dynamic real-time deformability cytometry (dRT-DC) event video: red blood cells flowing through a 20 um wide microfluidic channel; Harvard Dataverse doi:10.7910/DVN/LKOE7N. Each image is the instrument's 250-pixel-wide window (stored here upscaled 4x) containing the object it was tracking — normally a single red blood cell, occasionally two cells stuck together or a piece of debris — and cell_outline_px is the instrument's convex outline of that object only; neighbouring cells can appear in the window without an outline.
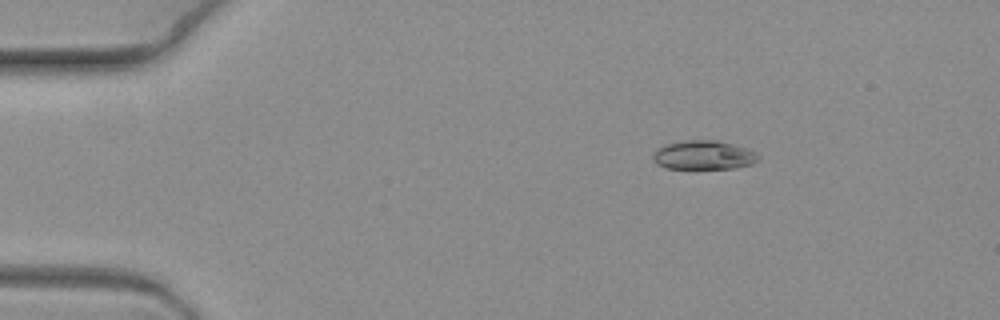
{"species": "common noctule bat (a hibernating species)", "species_latin": "Nyctalus noctula", "temperature_condition": "warm", "stored_images_in_passage": 4, "camera_frame_rate_fps": 3000, "um_per_image_px": 0.085, "animal": {"sex": "female", "body_mass_g": 19.3, "forearm_length_mm": 54.1}, "frame": {"image": 1, "passage_image": 1, "time_ms": 0.0, "image_size_px": [1000, 320], "cell_outline_px": [[760, 156], [752, 164], [732, 168], [668, 168], [656, 164], [652, 160], [652, 152], [656, 148], [664, 144], [680, 140], [716, 140], [732, 144], [756, 152]], "centroid_in_image_um": [59.73, 13.17], "position_along_channel_um": 25.3, "area_um2": 17.86}}
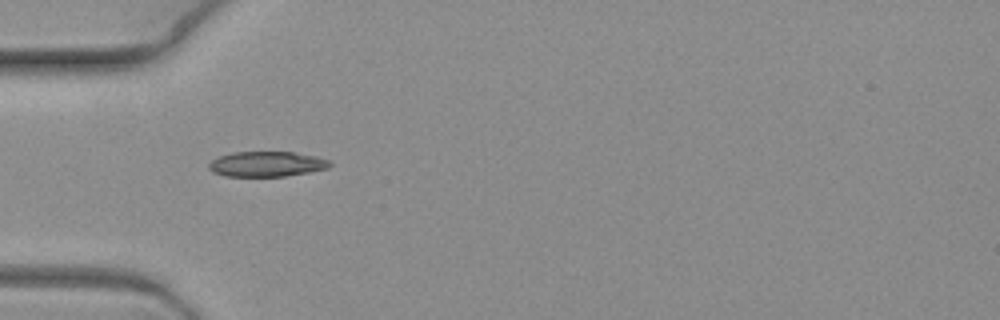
{"frame": {"image": 2, "passage_image": 4, "time_ms": 1.0, "image_size_px": [1000, 320], "cell_outline_px": [[332, 164], [328, 168], [308, 172], [284, 176], [224, 176], [212, 172], [208, 168], [208, 164], [212, 160], [220, 156], [232, 152], [296, 152], [316, 156], [328, 160]], "centroid_in_image_um": [22.65, 13.94], "position_along_channel_um": 62.3, "area_um2": 17.74}}